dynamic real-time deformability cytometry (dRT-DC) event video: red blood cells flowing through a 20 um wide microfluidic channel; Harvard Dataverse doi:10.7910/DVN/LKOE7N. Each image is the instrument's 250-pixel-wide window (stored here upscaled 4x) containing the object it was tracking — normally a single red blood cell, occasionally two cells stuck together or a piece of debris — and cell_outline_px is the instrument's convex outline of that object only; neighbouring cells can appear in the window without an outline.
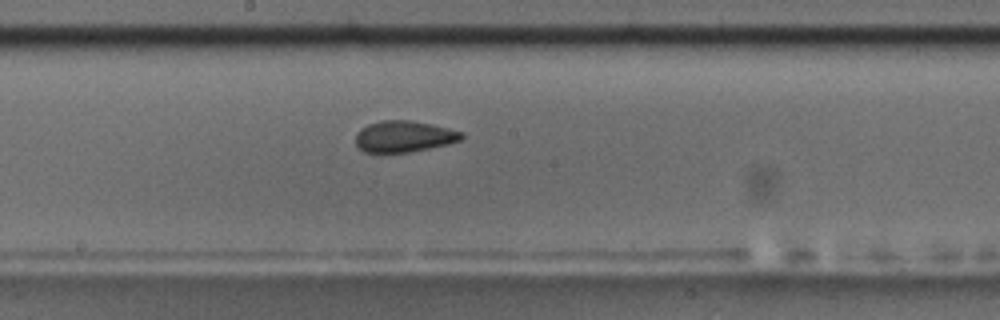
{"species": "common noctule bat (a hibernating species)", "species_latin": "Nyctalus noctula", "temperature_condition": "room temperature", "stored_images_in_passage": 39, "camera_frame_rate_fps": 3000, "um_per_image_px": 0.085, "animal": {"sex": "male", "body_mass_g": 17.5, "forearm_length_mm": 52.3}, "frame": {"image": 1, "passage_image": 23, "time_ms": 7.333, "image_size_px": [1000, 320], "cell_outline_px": [[464, 136], [460, 140], [448, 144], [408, 152], [364, 152], [356, 144], [356, 132], [360, 128], [368, 124], [380, 120], [412, 120], [432, 124], [464, 132]], "centroid_in_image_um": [34.33, 11.58], "position_along_channel_um": 213.9, "area_um2": 19.36}}